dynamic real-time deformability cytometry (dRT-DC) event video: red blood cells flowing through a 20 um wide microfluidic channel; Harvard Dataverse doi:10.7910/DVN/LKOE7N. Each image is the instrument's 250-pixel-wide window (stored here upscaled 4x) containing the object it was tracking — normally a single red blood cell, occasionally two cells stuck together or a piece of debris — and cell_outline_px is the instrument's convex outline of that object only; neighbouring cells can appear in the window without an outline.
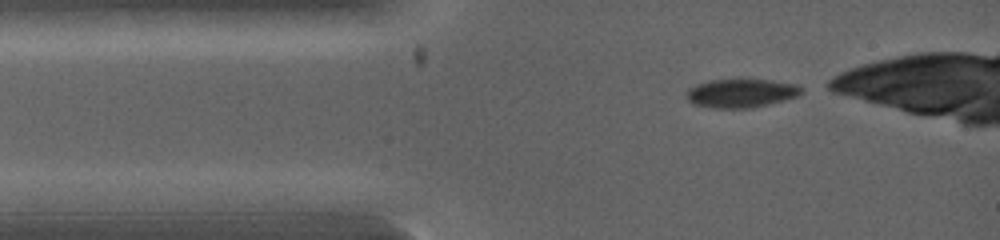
{"species": "common noctule bat (a hibernating species)", "species_latin": "Nyctalus noctula", "temperature_condition": "warm", "stored_images_in_passage": 34, "camera_frame_rate_fps": 5000, "um_per_image_px": 0.085, "animal": {"sex": "female", "body_mass_g": 19.0, "forearm_length_mm": 53.3}, "frame": {"image": 1, "passage_image": 1, "time_ms": 0.0, "image_size_px": [1000, 240], "cell_outline_px": [[800, 92], [796, 96], [784, 100], [752, 108], [712, 108], [692, 104], [688, 100], [688, 88], [696, 84], [708, 80], [736, 76], [772, 80], [796, 84], [800, 88]], "centroid_in_image_um": [62.94, 7.87], "position_along_channel_um": 22.1, "area_um2": 19.88}}
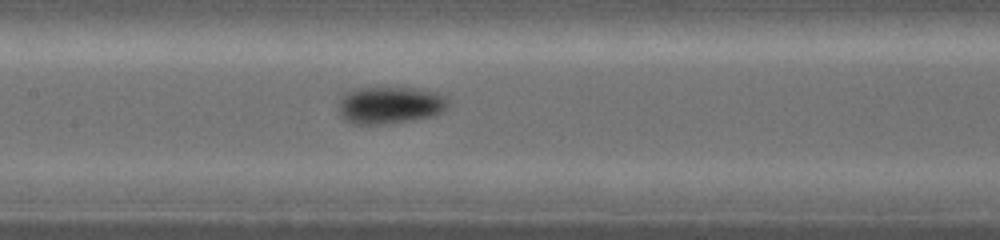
{"frame": {"image": 2, "passage_image": 14, "time_ms": 3.0, "image_size_px": [1000, 240], "cell_outline_px": [[448, 108], [444, 112], [436, 116], [412, 120], [384, 124], [352, 124], [344, 120], [340, 116], [336, 96], [352, 88], [424, 88], [436, 92], [444, 96], [448, 100]], "centroid_in_image_um": [33.1, 8.93], "position_along_channel_um": 174.3, "area_um2": 24.62}}
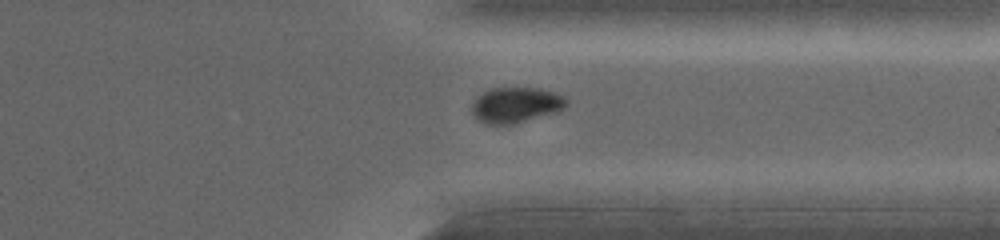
{"frame": {"image": 3, "passage_image": 29, "time_ms": 6.2, "image_size_px": [1000, 240], "cell_outline_px": [[568, 104], [564, 108], [556, 112], [512, 124], [484, 124], [476, 120], [472, 112], [472, 104], [476, 96], [492, 88], [540, 88], [564, 96], [568, 100]], "centroid_in_image_um": [43.83, 8.92], "position_along_channel_um": 367.6, "area_um2": 19.59}}